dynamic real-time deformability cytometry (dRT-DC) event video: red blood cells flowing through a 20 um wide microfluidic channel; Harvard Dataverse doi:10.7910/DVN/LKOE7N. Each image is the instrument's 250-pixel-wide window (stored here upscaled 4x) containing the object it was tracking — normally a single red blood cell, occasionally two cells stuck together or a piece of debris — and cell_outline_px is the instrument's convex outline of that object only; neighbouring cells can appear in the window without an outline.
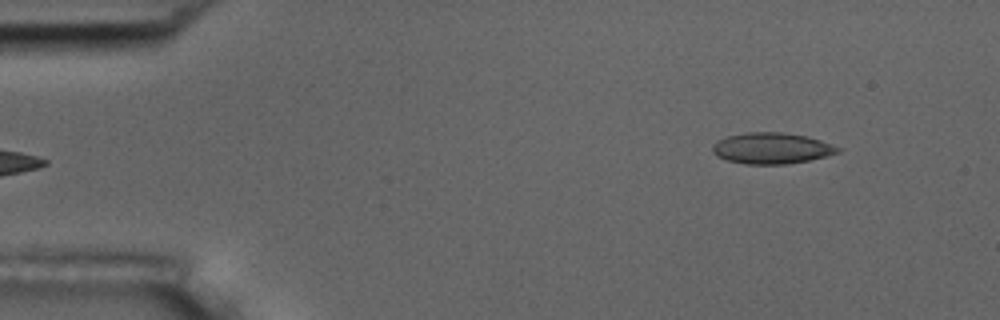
{"species": "common noctule bat (a hibernating species)", "species_latin": "Nyctalus noctula", "temperature_condition": "room temperature", "stored_images_in_passage": 6, "camera_frame_rate_fps": 3000, "um_per_image_px": 0.085, "animal": {"sex": "male", "body_mass_g": 17.5, "forearm_length_mm": 52.3}, "frame": {"image": 1, "passage_image": 6, "time_ms": 5.667, "image_size_px": [1000, 320], "cell_outline_px": [[840, 152], [808, 160], [784, 164], [744, 164], [728, 160], [716, 156], [712, 152], [712, 144], [716, 140], [728, 136], [748, 132], [780, 132], [808, 136], [820, 140], [840, 148]], "centroid_in_image_um": [65.54, 12.59], "position_along_channel_um": 19.5, "area_um2": 22.6}}